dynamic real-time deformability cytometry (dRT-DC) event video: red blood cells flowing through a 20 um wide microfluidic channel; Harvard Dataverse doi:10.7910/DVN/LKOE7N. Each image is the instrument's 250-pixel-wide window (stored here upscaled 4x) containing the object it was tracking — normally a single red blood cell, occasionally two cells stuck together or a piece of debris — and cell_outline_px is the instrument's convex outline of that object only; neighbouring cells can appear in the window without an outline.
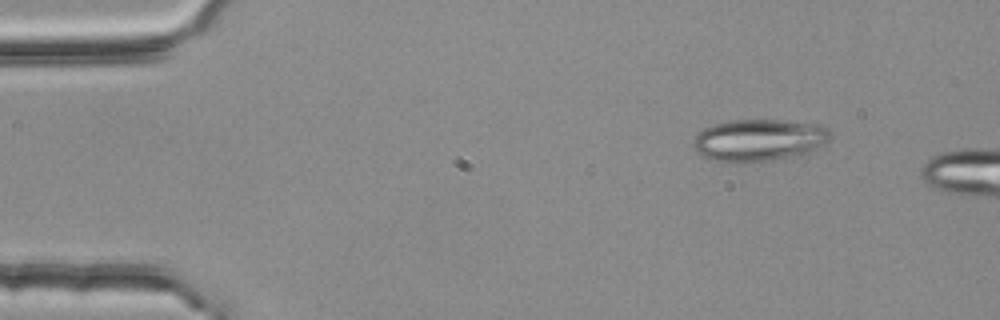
{"species": "common noctule bat (a hibernating species)", "species_latin": "Nyctalus noctula", "temperature_condition": "room temperature", "stored_images_in_passage": 2, "camera_frame_rate_fps": 3000, "um_per_image_px": 0.085, "animal": {"sex": "female", "body_mass_g": 25.1}, "frame": {"image": 1, "passage_image": 1, "time_ms": 0.0, "image_size_px": [1000, 320], "cell_outline_px": [[832, 136], [828, 140], [812, 152], [800, 156], [768, 160], [716, 160], [704, 156], [696, 152], [692, 148], [692, 140], [696, 132], [704, 128], [728, 120], [780, 120], [820, 124], [828, 128]], "centroid_in_image_um": [64.53, 11.88], "position_along_channel_um": 20.5, "area_um2": 33.41}}